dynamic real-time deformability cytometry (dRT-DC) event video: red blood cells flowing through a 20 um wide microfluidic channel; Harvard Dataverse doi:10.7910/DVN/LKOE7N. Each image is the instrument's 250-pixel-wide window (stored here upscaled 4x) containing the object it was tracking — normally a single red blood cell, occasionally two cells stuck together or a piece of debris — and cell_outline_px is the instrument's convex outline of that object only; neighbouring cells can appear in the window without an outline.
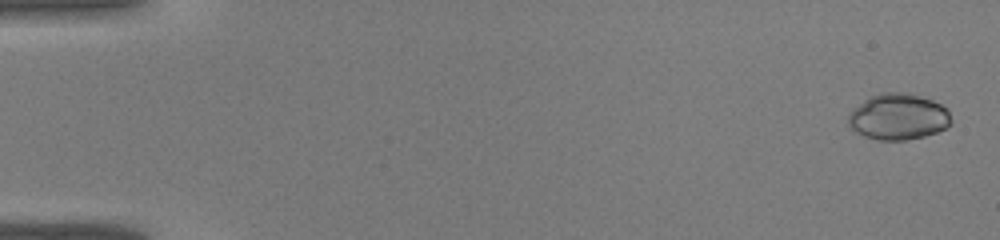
{"species": "common noctule bat (a hibernating species)", "species_latin": "Nyctalus noctula", "temperature_condition": "warm", "stored_images_in_passage": 43, "camera_frame_rate_fps": 3000, "um_per_image_px": 0.085, "animal": {"sex": "male", "body_mass_g": 19.0, "forearm_length_mm": 50.8}, "frame": {"image": 1, "passage_image": 2, "time_ms": 0.333, "image_size_px": [1000, 240], "cell_outline_px": [[952, 120], [944, 128], [936, 132], [924, 136], [904, 140], [880, 140], [864, 136], [856, 132], [848, 124], [848, 116], [852, 108], [864, 100], [880, 92], [904, 92], [920, 96], [932, 100], [948, 108]], "centroid_in_image_um": [76.34, 9.91], "position_along_channel_um": 8.7, "area_um2": 27.63}}
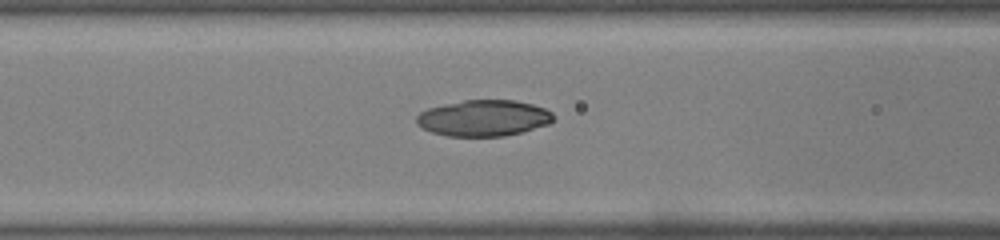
{"frame": {"image": 2, "passage_image": 19, "time_ms": 6.0, "image_size_px": [1000, 240], "cell_outline_px": [[556, 116], [548, 124], [520, 132], [504, 136], [448, 136], [432, 132], [416, 124], [416, 116], [420, 112], [428, 108], [444, 104], [464, 100], [516, 100], [532, 104], [544, 108], [552, 112]], "centroid_in_image_um": [41.1, 10.03], "position_along_channel_um": 125.5, "area_um2": 28.78}}
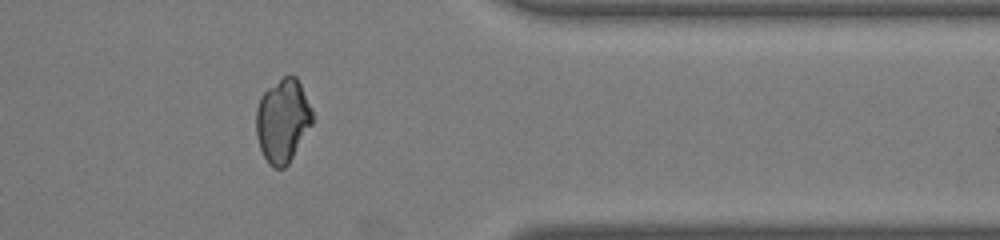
{"frame": {"image": 3, "passage_image": 36, "time_ms": 11.667, "image_size_px": [1000, 240], "cell_outline_px": [[312, 124], [288, 164], [284, 168], [272, 168], [268, 164], [260, 148], [256, 136], [256, 108], [260, 96], [268, 88], [284, 76], [296, 76], [312, 108]], "centroid_in_image_um": [24.01, 10.27], "position_along_channel_um": 387.4, "area_um2": 27.28}}